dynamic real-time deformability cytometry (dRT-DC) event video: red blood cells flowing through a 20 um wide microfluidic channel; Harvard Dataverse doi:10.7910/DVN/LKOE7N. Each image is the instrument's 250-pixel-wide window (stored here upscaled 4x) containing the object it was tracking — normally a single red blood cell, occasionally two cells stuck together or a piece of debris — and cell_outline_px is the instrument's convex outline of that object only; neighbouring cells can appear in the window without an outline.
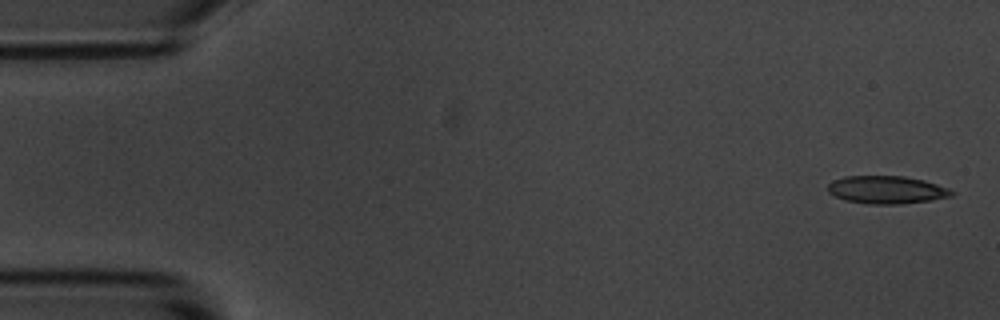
{"species": "common noctule bat (a hibernating species)", "species_latin": "Nyctalus noctula", "temperature_condition": "room temperature", "stored_images_in_passage": 54, "camera_frame_rate_fps": 3000, "um_per_image_px": 0.085, "animal": {"sex": "male", "body_mass_g": 20.1, "forearm_length_mm": 53.5}, "frame": {"image": 1, "passage_image": 1, "time_ms": 0.0, "image_size_px": [1000, 320], "cell_outline_px": [[956, 192], [952, 196], [928, 200], [900, 204], [868, 204], [844, 200], [828, 192], [828, 184], [832, 180], [844, 176], [904, 176], [924, 180], [948, 188]], "centroid_in_image_um": [75.34, 16.13], "position_along_channel_um": 9.7, "area_um2": 20.06}}
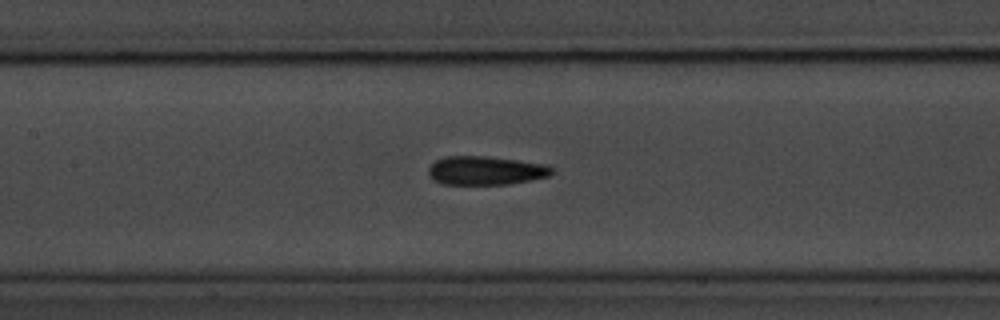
{"frame": {"image": 2, "passage_image": 24, "time_ms": 7.667, "image_size_px": [1000, 320], "cell_outline_px": [[556, 172], [548, 176], [508, 184], [444, 184], [432, 180], [428, 176], [428, 168], [436, 160], [444, 156], [484, 156], [516, 160], [544, 164], [552, 168]], "centroid_in_image_um": [41.24, 14.49], "position_along_channel_um": 166.2, "area_um2": 20.58}}
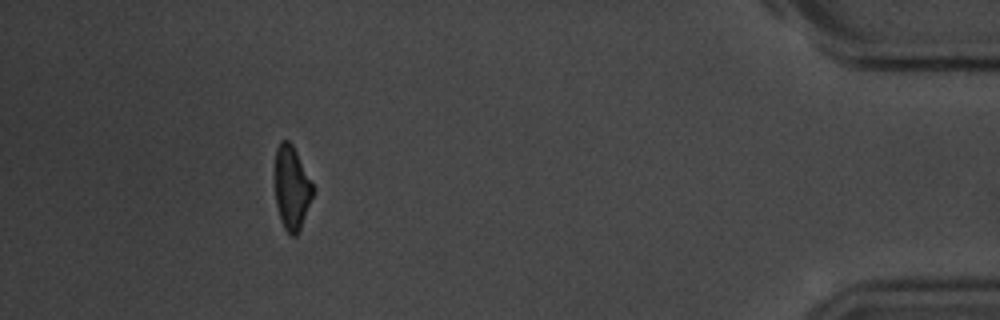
{"frame": {"image": 3, "passage_image": 49, "time_ms": 16.0, "image_size_px": [1000, 320], "cell_outline_px": [[316, 188], [300, 228], [296, 236], [292, 236], [284, 228], [280, 220], [276, 204], [276, 148], [280, 140], [288, 140], [292, 144]], "centroid_in_image_um": [24.82, 15.95], "position_along_channel_um": 410.4, "area_um2": 18.44}, "authors_computed_cell_mechanics": {"area_um2": 20.2878, "velocity_mm_per_s": 3.6434, "shape_relaxation_time_tau1_ms": 2.9641, "shape_relaxation_time_tau2_ms": 2.7775, "deformation_change_tau1": 0.1167, "deformation_change_tau2": 0.1233}}